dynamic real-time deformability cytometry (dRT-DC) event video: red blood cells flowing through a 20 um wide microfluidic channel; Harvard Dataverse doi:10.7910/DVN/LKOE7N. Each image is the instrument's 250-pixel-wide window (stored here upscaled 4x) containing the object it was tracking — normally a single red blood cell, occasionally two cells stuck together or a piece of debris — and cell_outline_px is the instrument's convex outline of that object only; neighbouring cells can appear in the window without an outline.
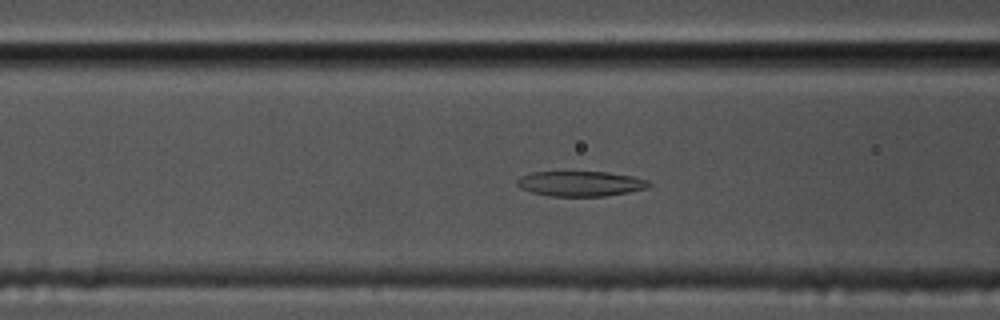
{"species": "common noctule bat (a hibernating species)", "species_latin": "Nyctalus noctula", "temperature_condition": "cold", "stored_images_in_passage": 57, "camera_frame_rate_fps": 3000, "um_per_image_px": 0.085, "animal": {"sex": "male", "body_mass_g": 17.5, "forearm_length_mm": 52.3}, "frame": {"image": 1, "passage_image": 22, "time_ms": 7.0, "image_size_px": [1000, 320], "cell_outline_px": [[652, 184], [648, 188], [628, 192], [604, 196], [548, 196], [532, 192], [520, 188], [516, 184], [516, 180], [520, 176], [532, 172], [608, 172], [632, 176], [648, 180]], "centroid_in_image_um": [49.33, 15.61], "position_along_channel_um": 117.3, "area_um2": 19.36}}
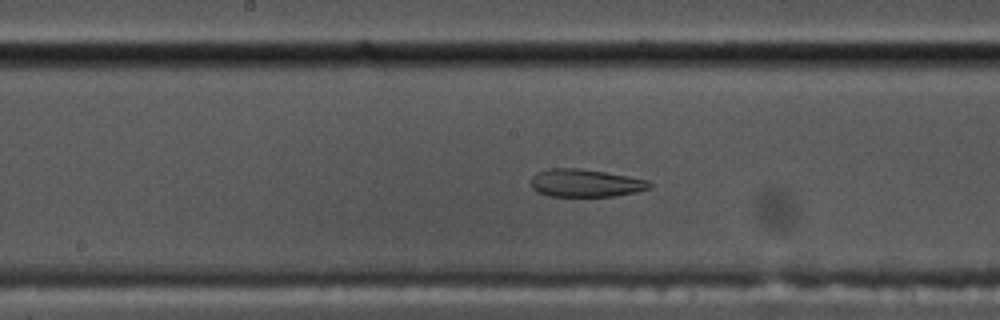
{"frame": {"image": 2, "passage_image": 29, "time_ms": 9.333, "image_size_px": [1000, 320], "cell_outline_px": [[652, 188], [636, 192], [612, 196], [548, 196], [536, 192], [532, 188], [532, 176], [536, 172], [548, 168], [580, 168], [628, 176], [648, 180], [652, 184]], "centroid_in_image_um": [49.75, 15.56], "position_along_channel_um": 198.5, "area_um2": 19.31}}
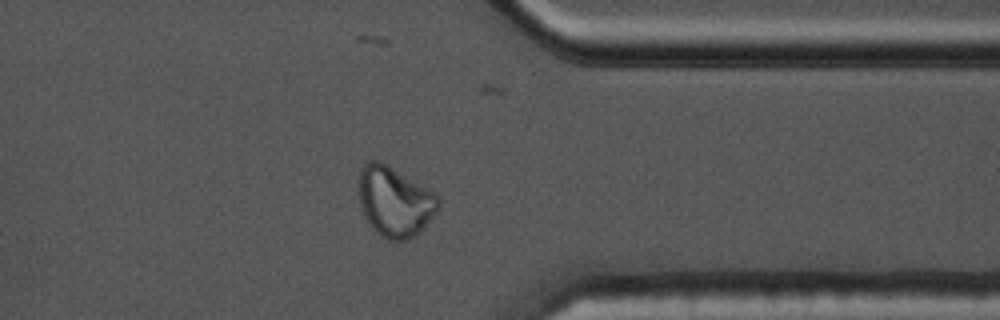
{"frame": {"image": 3, "passage_image": 45, "time_ms": 14.667, "image_size_px": [1000, 320], "cell_outline_px": [[440, 208], [420, 232], [416, 236], [408, 240], [392, 240], [376, 232], [372, 228], [360, 208], [356, 192], [360, 168], [364, 164], [372, 160], [380, 160], [388, 164], [432, 192], [440, 200]], "centroid_in_image_um": [33.5, 17.12], "position_along_channel_um": 377.9, "area_um2": 32.77}, "authors_computed_cell_mechanics": {"area_um2": 20.9814, "velocity_mm_per_s": 3.4904, "shape_relaxation_time_tau1_ms": null, "shape_relaxation_time_tau2_ms": 2.0779, "deformation_change_tau1": null, "deformation_change_tau2": 0.0863}}